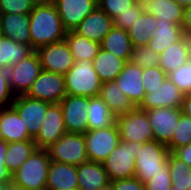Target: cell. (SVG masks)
Instances as JSON below:
<instances>
[{
  "label": "cell",
  "instance_id": "obj_51",
  "mask_svg": "<svg viewBox=\"0 0 191 190\" xmlns=\"http://www.w3.org/2000/svg\"><path fill=\"white\" fill-rule=\"evenodd\" d=\"M8 143L0 139V159H5Z\"/></svg>",
  "mask_w": 191,
  "mask_h": 190
},
{
  "label": "cell",
  "instance_id": "obj_20",
  "mask_svg": "<svg viewBox=\"0 0 191 190\" xmlns=\"http://www.w3.org/2000/svg\"><path fill=\"white\" fill-rule=\"evenodd\" d=\"M0 139L6 143L33 140L23 120L12 106L0 109Z\"/></svg>",
  "mask_w": 191,
  "mask_h": 190
},
{
  "label": "cell",
  "instance_id": "obj_38",
  "mask_svg": "<svg viewBox=\"0 0 191 190\" xmlns=\"http://www.w3.org/2000/svg\"><path fill=\"white\" fill-rule=\"evenodd\" d=\"M167 77L184 95L191 94V60L167 74Z\"/></svg>",
  "mask_w": 191,
  "mask_h": 190
},
{
  "label": "cell",
  "instance_id": "obj_53",
  "mask_svg": "<svg viewBox=\"0 0 191 190\" xmlns=\"http://www.w3.org/2000/svg\"><path fill=\"white\" fill-rule=\"evenodd\" d=\"M98 190H114L111 183H108L107 185L101 187Z\"/></svg>",
  "mask_w": 191,
  "mask_h": 190
},
{
  "label": "cell",
  "instance_id": "obj_43",
  "mask_svg": "<svg viewBox=\"0 0 191 190\" xmlns=\"http://www.w3.org/2000/svg\"><path fill=\"white\" fill-rule=\"evenodd\" d=\"M14 98L15 95L8 81L7 69L0 67V109L11 107Z\"/></svg>",
  "mask_w": 191,
  "mask_h": 190
},
{
  "label": "cell",
  "instance_id": "obj_15",
  "mask_svg": "<svg viewBox=\"0 0 191 190\" xmlns=\"http://www.w3.org/2000/svg\"><path fill=\"white\" fill-rule=\"evenodd\" d=\"M62 108L59 103H51L37 136L33 139L38 149H47L66 133Z\"/></svg>",
  "mask_w": 191,
  "mask_h": 190
},
{
  "label": "cell",
  "instance_id": "obj_9",
  "mask_svg": "<svg viewBox=\"0 0 191 190\" xmlns=\"http://www.w3.org/2000/svg\"><path fill=\"white\" fill-rule=\"evenodd\" d=\"M41 71L42 65L35 51L17 64L9 66L7 74L13 94L26 95Z\"/></svg>",
  "mask_w": 191,
  "mask_h": 190
},
{
  "label": "cell",
  "instance_id": "obj_24",
  "mask_svg": "<svg viewBox=\"0 0 191 190\" xmlns=\"http://www.w3.org/2000/svg\"><path fill=\"white\" fill-rule=\"evenodd\" d=\"M98 96L106 103L115 117L136 108L134 103L120 90L115 80L102 83Z\"/></svg>",
  "mask_w": 191,
  "mask_h": 190
},
{
  "label": "cell",
  "instance_id": "obj_33",
  "mask_svg": "<svg viewBox=\"0 0 191 190\" xmlns=\"http://www.w3.org/2000/svg\"><path fill=\"white\" fill-rule=\"evenodd\" d=\"M87 116L88 130L105 128L115 123V116L99 96L89 98Z\"/></svg>",
  "mask_w": 191,
  "mask_h": 190
},
{
  "label": "cell",
  "instance_id": "obj_32",
  "mask_svg": "<svg viewBox=\"0 0 191 190\" xmlns=\"http://www.w3.org/2000/svg\"><path fill=\"white\" fill-rule=\"evenodd\" d=\"M156 29V18L152 14L143 11L140 18L127 30L132 46L148 45L150 36L153 35Z\"/></svg>",
  "mask_w": 191,
  "mask_h": 190
},
{
  "label": "cell",
  "instance_id": "obj_39",
  "mask_svg": "<svg viewBox=\"0 0 191 190\" xmlns=\"http://www.w3.org/2000/svg\"><path fill=\"white\" fill-rule=\"evenodd\" d=\"M140 0H97L98 8L110 18L121 14L133 7Z\"/></svg>",
  "mask_w": 191,
  "mask_h": 190
},
{
  "label": "cell",
  "instance_id": "obj_7",
  "mask_svg": "<svg viewBox=\"0 0 191 190\" xmlns=\"http://www.w3.org/2000/svg\"><path fill=\"white\" fill-rule=\"evenodd\" d=\"M115 123L122 141L145 143L154 140L145 110L136 107L133 111L115 117Z\"/></svg>",
  "mask_w": 191,
  "mask_h": 190
},
{
  "label": "cell",
  "instance_id": "obj_41",
  "mask_svg": "<svg viewBox=\"0 0 191 190\" xmlns=\"http://www.w3.org/2000/svg\"><path fill=\"white\" fill-rule=\"evenodd\" d=\"M166 78L167 74L159 66L143 69L142 84L145 94L149 93V90L161 87Z\"/></svg>",
  "mask_w": 191,
  "mask_h": 190
},
{
  "label": "cell",
  "instance_id": "obj_37",
  "mask_svg": "<svg viewBox=\"0 0 191 190\" xmlns=\"http://www.w3.org/2000/svg\"><path fill=\"white\" fill-rule=\"evenodd\" d=\"M142 69L157 67L159 63V54L150 48L149 45L133 47L131 60Z\"/></svg>",
  "mask_w": 191,
  "mask_h": 190
},
{
  "label": "cell",
  "instance_id": "obj_12",
  "mask_svg": "<svg viewBox=\"0 0 191 190\" xmlns=\"http://www.w3.org/2000/svg\"><path fill=\"white\" fill-rule=\"evenodd\" d=\"M26 95L49 103H60L66 95L65 77L42 70Z\"/></svg>",
  "mask_w": 191,
  "mask_h": 190
},
{
  "label": "cell",
  "instance_id": "obj_56",
  "mask_svg": "<svg viewBox=\"0 0 191 190\" xmlns=\"http://www.w3.org/2000/svg\"><path fill=\"white\" fill-rule=\"evenodd\" d=\"M4 36H3V31L1 29V26H0V39H2Z\"/></svg>",
  "mask_w": 191,
  "mask_h": 190
},
{
  "label": "cell",
  "instance_id": "obj_11",
  "mask_svg": "<svg viewBox=\"0 0 191 190\" xmlns=\"http://www.w3.org/2000/svg\"><path fill=\"white\" fill-rule=\"evenodd\" d=\"M42 70L65 75L75 64L71 50L65 40L48 44L35 51Z\"/></svg>",
  "mask_w": 191,
  "mask_h": 190
},
{
  "label": "cell",
  "instance_id": "obj_28",
  "mask_svg": "<svg viewBox=\"0 0 191 190\" xmlns=\"http://www.w3.org/2000/svg\"><path fill=\"white\" fill-rule=\"evenodd\" d=\"M92 63L100 81L104 83L114 81L127 61L101 48Z\"/></svg>",
  "mask_w": 191,
  "mask_h": 190
},
{
  "label": "cell",
  "instance_id": "obj_50",
  "mask_svg": "<svg viewBox=\"0 0 191 190\" xmlns=\"http://www.w3.org/2000/svg\"><path fill=\"white\" fill-rule=\"evenodd\" d=\"M33 6H46L54 3V0H30Z\"/></svg>",
  "mask_w": 191,
  "mask_h": 190
},
{
  "label": "cell",
  "instance_id": "obj_29",
  "mask_svg": "<svg viewBox=\"0 0 191 190\" xmlns=\"http://www.w3.org/2000/svg\"><path fill=\"white\" fill-rule=\"evenodd\" d=\"M101 48L126 61L131 60L133 46L126 30L113 26L103 38Z\"/></svg>",
  "mask_w": 191,
  "mask_h": 190
},
{
  "label": "cell",
  "instance_id": "obj_49",
  "mask_svg": "<svg viewBox=\"0 0 191 190\" xmlns=\"http://www.w3.org/2000/svg\"><path fill=\"white\" fill-rule=\"evenodd\" d=\"M181 112L191 118V94H185L181 103Z\"/></svg>",
  "mask_w": 191,
  "mask_h": 190
},
{
  "label": "cell",
  "instance_id": "obj_5",
  "mask_svg": "<svg viewBox=\"0 0 191 190\" xmlns=\"http://www.w3.org/2000/svg\"><path fill=\"white\" fill-rule=\"evenodd\" d=\"M141 142L120 140L116 148L102 162L110 182L135 176V157Z\"/></svg>",
  "mask_w": 191,
  "mask_h": 190
},
{
  "label": "cell",
  "instance_id": "obj_35",
  "mask_svg": "<svg viewBox=\"0 0 191 190\" xmlns=\"http://www.w3.org/2000/svg\"><path fill=\"white\" fill-rule=\"evenodd\" d=\"M168 168L173 186L182 190L188 189L191 182V166L170 152L168 155Z\"/></svg>",
  "mask_w": 191,
  "mask_h": 190
},
{
  "label": "cell",
  "instance_id": "obj_6",
  "mask_svg": "<svg viewBox=\"0 0 191 190\" xmlns=\"http://www.w3.org/2000/svg\"><path fill=\"white\" fill-rule=\"evenodd\" d=\"M46 151L51 161L80 165L88 161L84 134L66 132Z\"/></svg>",
  "mask_w": 191,
  "mask_h": 190
},
{
  "label": "cell",
  "instance_id": "obj_55",
  "mask_svg": "<svg viewBox=\"0 0 191 190\" xmlns=\"http://www.w3.org/2000/svg\"><path fill=\"white\" fill-rule=\"evenodd\" d=\"M170 190H182V189L177 188V187H174V186L172 185V187H171V189H170ZM184 190H188V189H184Z\"/></svg>",
  "mask_w": 191,
  "mask_h": 190
},
{
  "label": "cell",
  "instance_id": "obj_19",
  "mask_svg": "<svg viewBox=\"0 0 191 190\" xmlns=\"http://www.w3.org/2000/svg\"><path fill=\"white\" fill-rule=\"evenodd\" d=\"M113 26V19L97 7L78 24L74 32L91 41L101 43Z\"/></svg>",
  "mask_w": 191,
  "mask_h": 190
},
{
  "label": "cell",
  "instance_id": "obj_58",
  "mask_svg": "<svg viewBox=\"0 0 191 190\" xmlns=\"http://www.w3.org/2000/svg\"><path fill=\"white\" fill-rule=\"evenodd\" d=\"M188 190H191V182H190V184H189V188H188Z\"/></svg>",
  "mask_w": 191,
  "mask_h": 190
},
{
  "label": "cell",
  "instance_id": "obj_10",
  "mask_svg": "<svg viewBox=\"0 0 191 190\" xmlns=\"http://www.w3.org/2000/svg\"><path fill=\"white\" fill-rule=\"evenodd\" d=\"M59 104L66 131L85 134L88 131L89 97L66 94Z\"/></svg>",
  "mask_w": 191,
  "mask_h": 190
},
{
  "label": "cell",
  "instance_id": "obj_18",
  "mask_svg": "<svg viewBox=\"0 0 191 190\" xmlns=\"http://www.w3.org/2000/svg\"><path fill=\"white\" fill-rule=\"evenodd\" d=\"M143 69L127 61L122 72L115 79L120 90L138 107L145 95L142 84Z\"/></svg>",
  "mask_w": 191,
  "mask_h": 190
},
{
  "label": "cell",
  "instance_id": "obj_27",
  "mask_svg": "<svg viewBox=\"0 0 191 190\" xmlns=\"http://www.w3.org/2000/svg\"><path fill=\"white\" fill-rule=\"evenodd\" d=\"M190 60V48L188 36H184L180 41L171 44L163 53L159 55L158 66L166 73L178 69Z\"/></svg>",
  "mask_w": 191,
  "mask_h": 190
},
{
  "label": "cell",
  "instance_id": "obj_42",
  "mask_svg": "<svg viewBox=\"0 0 191 190\" xmlns=\"http://www.w3.org/2000/svg\"><path fill=\"white\" fill-rule=\"evenodd\" d=\"M33 7L30 0H0V14H29Z\"/></svg>",
  "mask_w": 191,
  "mask_h": 190
},
{
  "label": "cell",
  "instance_id": "obj_47",
  "mask_svg": "<svg viewBox=\"0 0 191 190\" xmlns=\"http://www.w3.org/2000/svg\"><path fill=\"white\" fill-rule=\"evenodd\" d=\"M178 159L191 166V143L172 152Z\"/></svg>",
  "mask_w": 191,
  "mask_h": 190
},
{
  "label": "cell",
  "instance_id": "obj_54",
  "mask_svg": "<svg viewBox=\"0 0 191 190\" xmlns=\"http://www.w3.org/2000/svg\"><path fill=\"white\" fill-rule=\"evenodd\" d=\"M189 48H190V60H191V36L188 37Z\"/></svg>",
  "mask_w": 191,
  "mask_h": 190
},
{
  "label": "cell",
  "instance_id": "obj_2",
  "mask_svg": "<svg viewBox=\"0 0 191 190\" xmlns=\"http://www.w3.org/2000/svg\"><path fill=\"white\" fill-rule=\"evenodd\" d=\"M51 165L46 149H36L12 174L10 190H46Z\"/></svg>",
  "mask_w": 191,
  "mask_h": 190
},
{
  "label": "cell",
  "instance_id": "obj_48",
  "mask_svg": "<svg viewBox=\"0 0 191 190\" xmlns=\"http://www.w3.org/2000/svg\"><path fill=\"white\" fill-rule=\"evenodd\" d=\"M182 28L186 36H191V6L184 8Z\"/></svg>",
  "mask_w": 191,
  "mask_h": 190
},
{
  "label": "cell",
  "instance_id": "obj_31",
  "mask_svg": "<svg viewBox=\"0 0 191 190\" xmlns=\"http://www.w3.org/2000/svg\"><path fill=\"white\" fill-rule=\"evenodd\" d=\"M34 50L25 44L3 37L0 39V67L8 69L27 58Z\"/></svg>",
  "mask_w": 191,
  "mask_h": 190
},
{
  "label": "cell",
  "instance_id": "obj_1",
  "mask_svg": "<svg viewBox=\"0 0 191 190\" xmlns=\"http://www.w3.org/2000/svg\"><path fill=\"white\" fill-rule=\"evenodd\" d=\"M31 48H38L64 40L66 30L54 4L34 6L29 13Z\"/></svg>",
  "mask_w": 191,
  "mask_h": 190
},
{
  "label": "cell",
  "instance_id": "obj_34",
  "mask_svg": "<svg viewBox=\"0 0 191 190\" xmlns=\"http://www.w3.org/2000/svg\"><path fill=\"white\" fill-rule=\"evenodd\" d=\"M36 149L33 140L8 143L5 155V165L8 170L13 174Z\"/></svg>",
  "mask_w": 191,
  "mask_h": 190
},
{
  "label": "cell",
  "instance_id": "obj_3",
  "mask_svg": "<svg viewBox=\"0 0 191 190\" xmlns=\"http://www.w3.org/2000/svg\"><path fill=\"white\" fill-rule=\"evenodd\" d=\"M167 145L152 140L142 143L135 157V177L147 182L158 173H170L168 168Z\"/></svg>",
  "mask_w": 191,
  "mask_h": 190
},
{
  "label": "cell",
  "instance_id": "obj_23",
  "mask_svg": "<svg viewBox=\"0 0 191 190\" xmlns=\"http://www.w3.org/2000/svg\"><path fill=\"white\" fill-rule=\"evenodd\" d=\"M156 28L153 35L150 36L148 45L159 55L171 44L180 41L185 36L181 25L168 20L166 22L156 20Z\"/></svg>",
  "mask_w": 191,
  "mask_h": 190
},
{
  "label": "cell",
  "instance_id": "obj_4",
  "mask_svg": "<svg viewBox=\"0 0 191 190\" xmlns=\"http://www.w3.org/2000/svg\"><path fill=\"white\" fill-rule=\"evenodd\" d=\"M67 95L96 97L99 95L102 82L88 60L75 61V64L64 75Z\"/></svg>",
  "mask_w": 191,
  "mask_h": 190
},
{
  "label": "cell",
  "instance_id": "obj_44",
  "mask_svg": "<svg viewBox=\"0 0 191 190\" xmlns=\"http://www.w3.org/2000/svg\"><path fill=\"white\" fill-rule=\"evenodd\" d=\"M144 184L146 190H170L173 185L170 173H158Z\"/></svg>",
  "mask_w": 191,
  "mask_h": 190
},
{
  "label": "cell",
  "instance_id": "obj_14",
  "mask_svg": "<svg viewBox=\"0 0 191 190\" xmlns=\"http://www.w3.org/2000/svg\"><path fill=\"white\" fill-rule=\"evenodd\" d=\"M154 140L167 145L176 131L180 119V108L158 107L146 110Z\"/></svg>",
  "mask_w": 191,
  "mask_h": 190
},
{
  "label": "cell",
  "instance_id": "obj_21",
  "mask_svg": "<svg viewBox=\"0 0 191 190\" xmlns=\"http://www.w3.org/2000/svg\"><path fill=\"white\" fill-rule=\"evenodd\" d=\"M46 190H78L77 166L51 161Z\"/></svg>",
  "mask_w": 191,
  "mask_h": 190
},
{
  "label": "cell",
  "instance_id": "obj_8",
  "mask_svg": "<svg viewBox=\"0 0 191 190\" xmlns=\"http://www.w3.org/2000/svg\"><path fill=\"white\" fill-rule=\"evenodd\" d=\"M88 161L102 163L120 142L116 123L84 134Z\"/></svg>",
  "mask_w": 191,
  "mask_h": 190
},
{
  "label": "cell",
  "instance_id": "obj_25",
  "mask_svg": "<svg viewBox=\"0 0 191 190\" xmlns=\"http://www.w3.org/2000/svg\"><path fill=\"white\" fill-rule=\"evenodd\" d=\"M78 190H98L110 183L103 164L87 161L77 165Z\"/></svg>",
  "mask_w": 191,
  "mask_h": 190
},
{
  "label": "cell",
  "instance_id": "obj_17",
  "mask_svg": "<svg viewBox=\"0 0 191 190\" xmlns=\"http://www.w3.org/2000/svg\"><path fill=\"white\" fill-rule=\"evenodd\" d=\"M66 31H74L78 24L97 7V0H54L53 3Z\"/></svg>",
  "mask_w": 191,
  "mask_h": 190
},
{
  "label": "cell",
  "instance_id": "obj_57",
  "mask_svg": "<svg viewBox=\"0 0 191 190\" xmlns=\"http://www.w3.org/2000/svg\"><path fill=\"white\" fill-rule=\"evenodd\" d=\"M0 190H7L4 186L0 185Z\"/></svg>",
  "mask_w": 191,
  "mask_h": 190
},
{
  "label": "cell",
  "instance_id": "obj_40",
  "mask_svg": "<svg viewBox=\"0 0 191 190\" xmlns=\"http://www.w3.org/2000/svg\"><path fill=\"white\" fill-rule=\"evenodd\" d=\"M143 11L142 2L138 1L133 7L129 8V10L115 16L113 19L114 26L127 31L130 26L140 18Z\"/></svg>",
  "mask_w": 191,
  "mask_h": 190
},
{
  "label": "cell",
  "instance_id": "obj_22",
  "mask_svg": "<svg viewBox=\"0 0 191 190\" xmlns=\"http://www.w3.org/2000/svg\"><path fill=\"white\" fill-rule=\"evenodd\" d=\"M29 25V14H0L3 36L31 47Z\"/></svg>",
  "mask_w": 191,
  "mask_h": 190
},
{
  "label": "cell",
  "instance_id": "obj_45",
  "mask_svg": "<svg viewBox=\"0 0 191 190\" xmlns=\"http://www.w3.org/2000/svg\"><path fill=\"white\" fill-rule=\"evenodd\" d=\"M114 190H146L145 184L135 176L110 182Z\"/></svg>",
  "mask_w": 191,
  "mask_h": 190
},
{
  "label": "cell",
  "instance_id": "obj_30",
  "mask_svg": "<svg viewBox=\"0 0 191 190\" xmlns=\"http://www.w3.org/2000/svg\"><path fill=\"white\" fill-rule=\"evenodd\" d=\"M73 55L74 61H93L101 49V43L91 41L74 31H67L64 38Z\"/></svg>",
  "mask_w": 191,
  "mask_h": 190
},
{
  "label": "cell",
  "instance_id": "obj_46",
  "mask_svg": "<svg viewBox=\"0 0 191 190\" xmlns=\"http://www.w3.org/2000/svg\"><path fill=\"white\" fill-rule=\"evenodd\" d=\"M12 184V173L5 165V159H0V185L10 190Z\"/></svg>",
  "mask_w": 191,
  "mask_h": 190
},
{
  "label": "cell",
  "instance_id": "obj_36",
  "mask_svg": "<svg viewBox=\"0 0 191 190\" xmlns=\"http://www.w3.org/2000/svg\"><path fill=\"white\" fill-rule=\"evenodd\" d=\"M175 130L171 141L167 144L170 152L191 143V118L181 113Z\"/></svg>",
  "mask_w": 191,
  "mask_h": 190
},
{
  "label": "cell",
  "instance_id": "obj_26",
  "mask_svg": "<svg viewBox=\"0 0 191 190\" xmlns=\"http://www.w3.org/2000/svg\"><path fill=\"white\" fill-rule=\"evenodd\" d=\"M144 11L152 14L156 20H167L182 25L184 7L175 0H141Z\"/></svg>",
  "mask_w": 191,
  "mask_h": 190
},
{
  "label": "cell",
  "instance_id": "obj_52",
  "mask_svg": "<svg viewBox=\"0 0 191 190\" xmlns=\"http://www.w3.org/2000/svg\"><path fill=\"white\" fill-rule=\"evenodd\" d=\"M180 6L188 7L191 6V0H175Z\"/></svg>",
  "mask_w": 191,
  "mask_h": 190
},
{
  "label": "cell",
  "instance_id": "obj_16",
  "mask_svg": "<svg viewBox=\"0 0 191 190\" xmlns=\"http://www.w3.org/2000/svg\"><path fill=\"white\" fill-rule=\"evenodd\" d=\"M183 98L184 93L167 77L161 87L144 95L138 108L145 111L158 107L181 108Z\"/></svg>",
  "mask_w": 191,
  "mask_h": 190
},
{
  "label": "cell",
  "instance_id": "obj_13",
  "mask_svg": "<svg viewBox=\"0 0 191 190\" xmlns=\"http://www.w3.org/2000/svg\"><path fill=\"white\" fill-rule=\"evenodd\" d=\"M51 103L33 99L27 95L15 96L12 107L18 112L28 133L34 139L40 131L42 122Z\"/></svg>",
  "mask_w": 191,
  "mask_h": 190
}]
</instances>
